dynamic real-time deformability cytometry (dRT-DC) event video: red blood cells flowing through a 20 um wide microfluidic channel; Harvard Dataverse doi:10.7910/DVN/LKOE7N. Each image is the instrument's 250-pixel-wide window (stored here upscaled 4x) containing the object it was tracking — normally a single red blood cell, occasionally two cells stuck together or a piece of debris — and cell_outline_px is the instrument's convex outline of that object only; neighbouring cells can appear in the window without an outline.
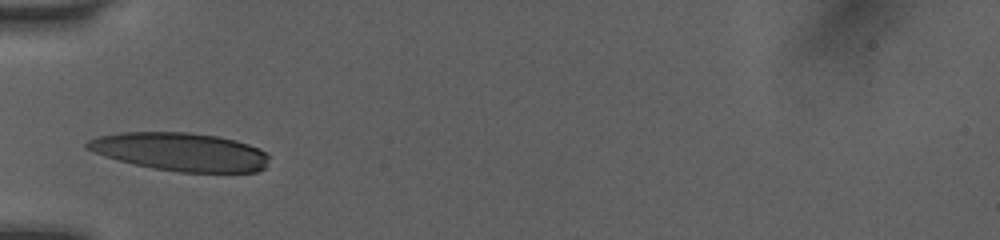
{"species": "human", "species_latin": "Homo sapiens", "temperature_condition": "room temperature", "stored_images_in_passage": 27, "camera_frame_rate_fps": 3000, "um_per_image_px": 0.085, "donor": {"sex": "female"}, "frame": {"image": 1, "passage_image": 1, "time_ms": 0.0, "image_size_px": [1000, 240], "cell_outline_px": [[272, 156], [264, 168], [256, 172], [180, 172], [152, 168], [120, 160], [84, 148], [84, 144], [88, 140], [100, 136], [120, 132], [188, 132], [220, 136], [236, 140], [248, 144]], "centroid_in_image_um": [15.38, 12.9], "position_along_channel_um": 69.6, "area_um2": 40.46}}
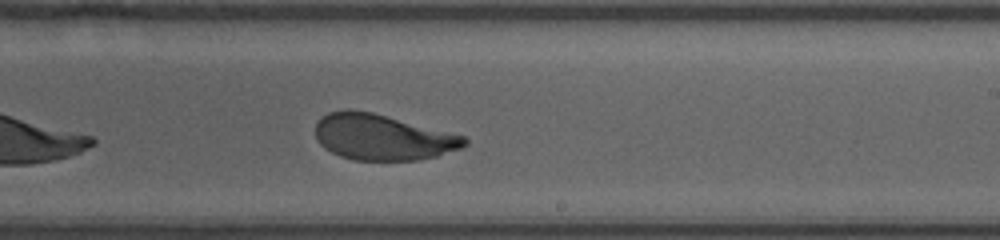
{"frame": {"image": 2, "passage_image": 15, "time_ms": 4.667, "image_size_px": [1000, 240], "cell_outline_px": [[468, 144], [460, 148], [436, 156], [420, 160], [352, 160], [340, 156], [324, 148], [316, 140], [316, 124], [328, 112], [348, 108], [372, 112], [464, 136], [468, 140]], "centroid_in_image_um": [32.48, 11.66], "position_along_channel_um": 256.5, "area_um2": 39.65}}
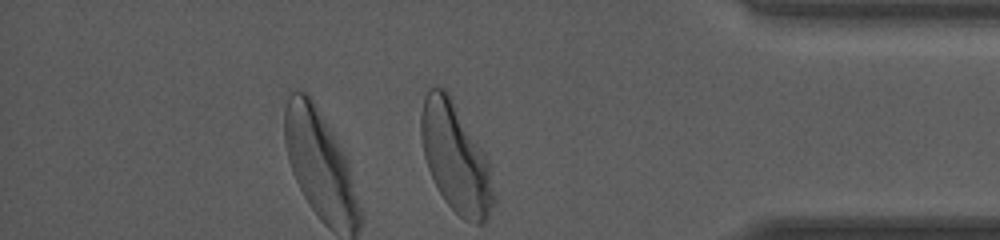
{"frame": {"image": 3, "passage_image": 27, "time_ms": 8.667, "image_size_px": [1000, 240], "cell_outline_px": [[496, 204], [484, 224], [476, 224], [464, 220], [444, 200], [428, 168], [424, 156], [420, 136], [420, 112], [424, 96], [428, 88], [436, 84], [444, 88], [448, 92], [488, 156], [496, 196]], "centroid_in_image_um": [38.75, 13.4], "position_along_channel_um": 396.4, "area_um2": 47.05}, "authors_computed_cell_mechanics": {"area_um2": 40.46, "velocity_mm_per_s": 4.0358, "shape_relaxation_time_tau1_ms": 2.8596, "shape_relaxation_time_tau2_ms": 0.7844, "deformation_change_tau1": 0.1584, "deformation_change_tau2": 0.0662}}